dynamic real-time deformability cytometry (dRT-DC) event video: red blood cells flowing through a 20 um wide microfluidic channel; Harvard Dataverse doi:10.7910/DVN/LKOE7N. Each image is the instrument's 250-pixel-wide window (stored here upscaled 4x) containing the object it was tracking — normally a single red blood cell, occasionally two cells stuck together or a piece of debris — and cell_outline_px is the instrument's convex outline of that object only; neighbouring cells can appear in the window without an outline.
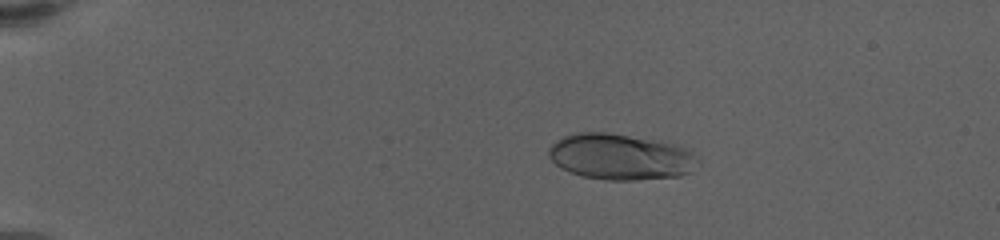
{"species": "human", "species_latin": "Homo sapiens", "temperature_condition": "warm", "stored_images_in_passage": 72, "camera_frame_rate_fps": 3000, "um_per_image_px": 0.085, "donor": {"sex": "female"}, "frame": {"image": 1, "passage_image": 15, "time_ms": 4.333, "image_size_px": [1000, 240], "cell_outline_px": [[700, 160], [688, 172], [680, 176], [636, 180], [604, 180], [580, 176], [568, 172], [560, 168], [548, 156], [548, 148], [556, 140], [564, 136], [576, 132], [604, 132], [628, 136], [672, 144], [684, 148], [692, 152]], "centroid_in_image_um": [52.67, 13.34], "position_along_channel_um": 32.3, "area_um2": 39.77}}
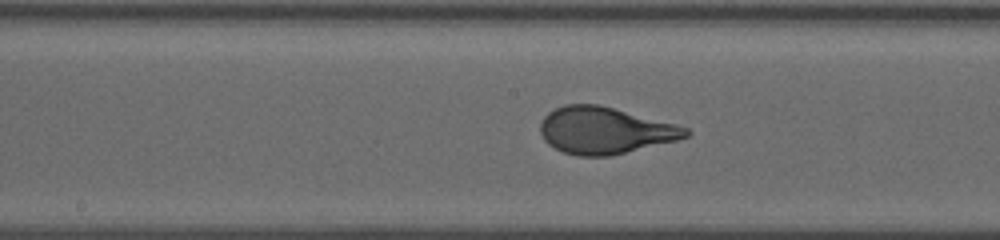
{"frame": {"image": 2, "passage_image": 38, "time_ms": 11.667, "image_size_px": [1000, 240], "cell_outline_px": [[692, 132], [688, 136], [676, 140], [608, 156], [576, 156], [564, 152], [548, 144], [544, 140], [540, 132], [540, 124], [544, 116], [548, 112], [564, 104], [596, 104], [676, 124], [688, 128]], "centroid_in_image_um": [51.38, 11.09], "position_along_channel_um": 196.8, "area_um2": 39.25}}
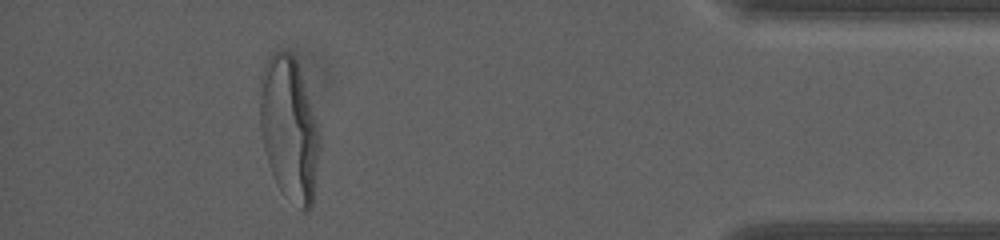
{"frame": {"image": 3, "passage_image": 65, "time_ms": 19.333, "image_size_px": [1000, 240], "cell_outline_px": [[320, 144], [312, 204], [308, 212], [304, 212], [280, 188], [272, 172], [264, 148], [260, 128], [260, 76], [268, 60], [276, 52], [288, 52], [296, 60], [320, 128]], "centroid_in_image_um": [24.6, 10.95], "position_along_channel_um": 410.6, "area_um2": 49.3}, "authors_computed_cell_mechanics": {"area_um2": 40.3155, "velocity_mm_per_s": 3.3512, "shape_relaxation_time_tau1_ms": 3.8412, "shape_relaxation_time_tau2_ms": null, "deformation_change_tau1": 0.2142, "deformation_change_tau2": null}}